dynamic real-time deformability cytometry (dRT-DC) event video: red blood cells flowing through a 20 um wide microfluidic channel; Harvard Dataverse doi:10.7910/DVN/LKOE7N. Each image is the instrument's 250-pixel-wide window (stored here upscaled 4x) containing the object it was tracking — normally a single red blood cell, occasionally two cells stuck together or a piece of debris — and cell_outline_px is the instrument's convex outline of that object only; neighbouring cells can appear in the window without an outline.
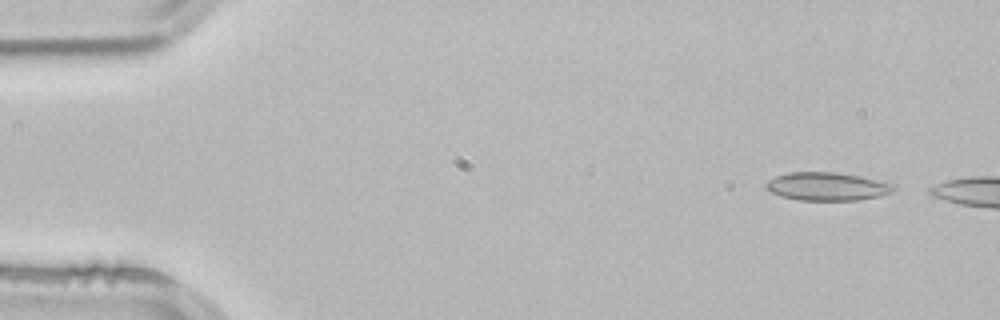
{"species": "common noctule bat (a hibernating species)", "species_latin": "Nyctalus noctula", "temperature_condition": "room temperature", "stored_images_in_passage": 3, "camera_frame_rate_fps": 3000, "um_per_image_px": 0.085, "animal": {"sex": "male", "body_mass_g": 21.5, "forearm_length_mm": 52.0}, "frame": {"image": 1, "passage_image": 1, "time_ms": 0.0, "image_size_px": [1000, 320], "cell_outline_px": [[896, 188], [892, 192], [880, 196], [860, 200], [800, 200], [780, 196], [764, 188], [764, 184], [768, 180], [776, 176], [788, 172], [836, 172], [884, 180], [896, 184]], "centroid_in_image_um": [70.35, 15.84], "position_along_channel_um": 14.7, "area_um2": 21.33}}